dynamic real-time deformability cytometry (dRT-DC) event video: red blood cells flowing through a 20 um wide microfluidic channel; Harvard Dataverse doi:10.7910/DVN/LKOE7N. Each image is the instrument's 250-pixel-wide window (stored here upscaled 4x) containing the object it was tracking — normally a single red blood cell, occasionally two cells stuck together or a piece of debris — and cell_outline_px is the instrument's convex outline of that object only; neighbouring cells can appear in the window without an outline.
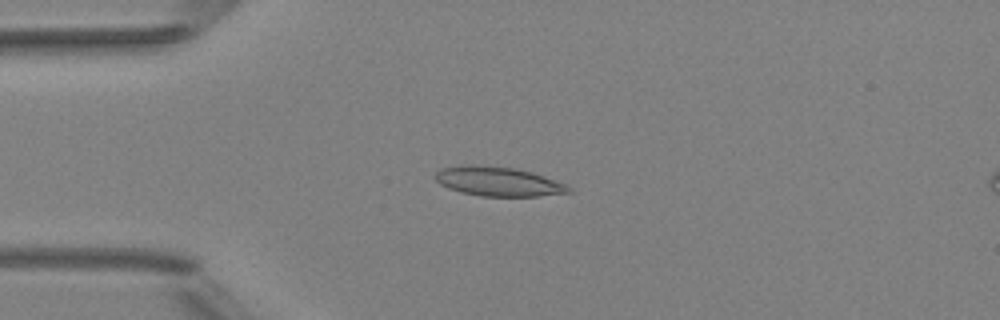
{"species": "Egyptian fruit bat (a non-hibernating species)", "species_latin": "Rousettus aegyptiacus", "temperature_condition": "room temperature", "stored_images_in_passage": 5, "camera_frame_rate_fps": 3000, "um_per_image_px": 0.085, "animal": {"sex": "female"}, "frame": {"image": 1, "passage_image": 3, "time_ms": 3.0, "image_size_px": [1000, 320], "cell_outline_px": [[572, 192], [536, 196], [480, 196], [460, 192], [448, 188], [440, 184], [436, 180], [436, 172], [440, 168], [468, 164], [472, 164], [516, 168], [532, 172], [544, 176], [564, 184], [572, 188]], "centroid_in_image_um": [42.32, 15.42], "position_along_channel_um": 42.7, "area_um2": 22.77}}
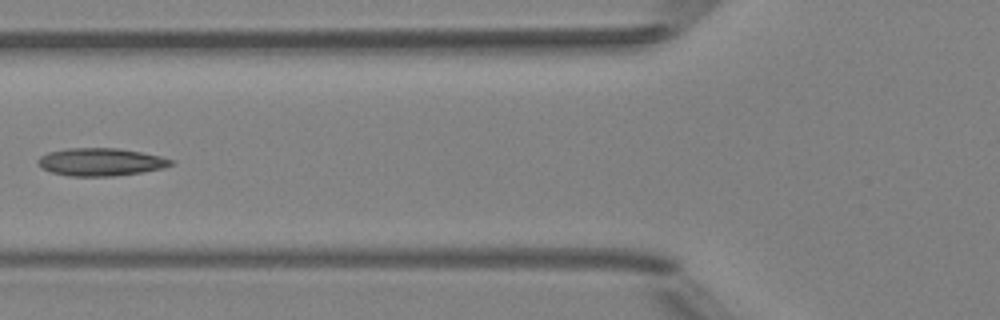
{"frame": {"image": 2, "passage_image": 5, "time_ms": 5.333, "image_size_px": [1000, 320], "cell_outline_px": [[176, 160], [172, 164], [164, 168], [140, 172], [112, 176], [68, 176], [52, 172], [40, 168], [36, 164], [36, 160], [40, 156], [48, 152], [68, 148], [116, 148], [140, 152], [160, 156]], "centroid_in_image_um": [8.52, 13.76], "position_along_channel_um": 117.3, "area_um2": 21.56}}